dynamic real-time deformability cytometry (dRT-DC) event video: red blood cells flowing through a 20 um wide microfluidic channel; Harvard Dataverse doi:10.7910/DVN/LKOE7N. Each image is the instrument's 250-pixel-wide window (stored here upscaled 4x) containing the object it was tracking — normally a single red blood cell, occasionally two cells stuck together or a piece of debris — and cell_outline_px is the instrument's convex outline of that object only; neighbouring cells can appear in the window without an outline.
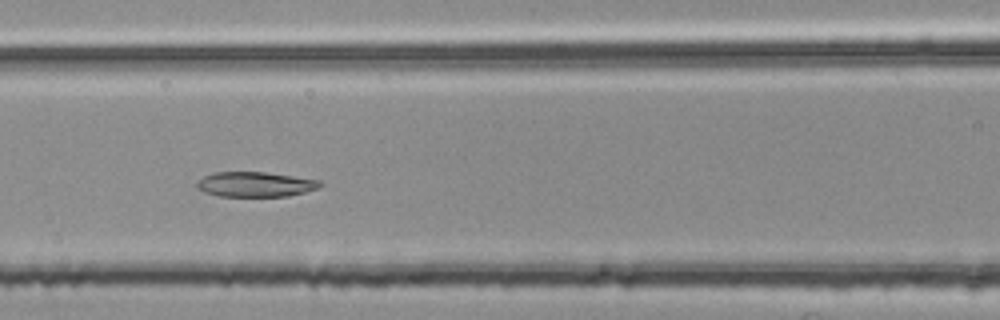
{"species": "common noctule bat (a hibernating species)", "species_latin": "Nyctalus noctula", "temperature_condition": "room temperature", "stored_images_in_passage": 52, "segment_of_instrument_passage": [2, 2], "camera_frame_rate_fps": 3000, "um_per_image_px": 0.085, "animal": {"sex": "female", "body_mass_g": 25.1}, "frame": {"image": 1, "passage_image": 23, "time_ms": 7.333, "image_size_px": [1000, 320], "cell_outline_px": [[324, 184], [320, 188], [288, 196], [220, 196], [204, 192], [196, 188], [196, 180], [204, 176], [216, 172], [264, 172], [320, 180]], "centroid_in_image_um": [21.69, 15.67], "position_along_channel_um": 144.9, "area_um2": 17.98}}
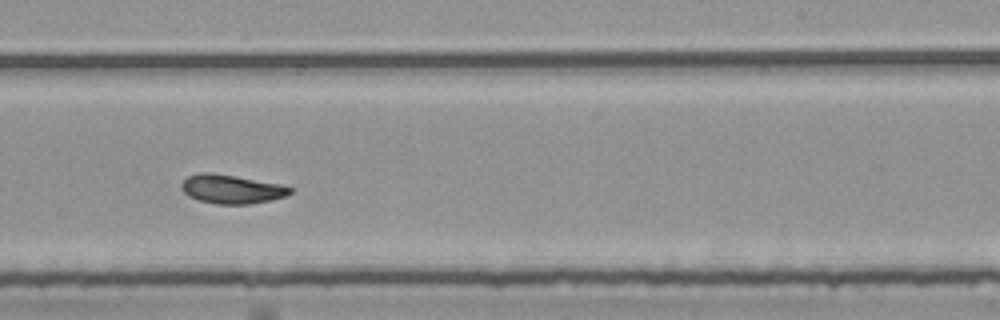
{"frame": {"image": 2, "passage_image": 33, "time_ms": 10.667, "image_size_px": [1000, 320], "cell_outline_px": [[292, 192], [284, 196], [272, 200], [252, 204], [216, 204], [200, 200], [188, 196], [180, 188], [180, 184], [188, 176], [200, 172], [208, 172], [236, 176], [280, 184], [292, 188]], "centroid_in_image_um": [19.66, 16.07], "position_along_channel_um": 269.3, "area_um2": 18.26}}
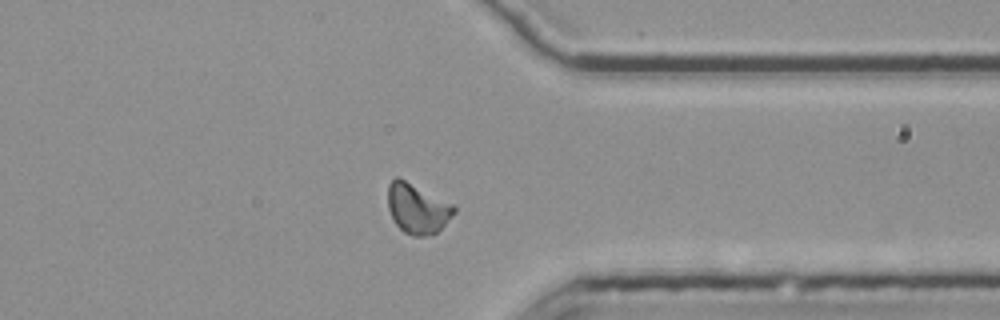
{"frame": {"image": 3, "passage_image": 42, "time_ms": 13.667, "image_size_px": [1000, 320], "cell_outline_px": [[456, 212], [436, 232], [428, 236], [412, 236], [404, 232], [392, 220], [388, 208], [388, 184], [396, 176], [452, 204], [456, 208]], "centroid_in_image_um": [35.44, 17.75], "position_along_channel_um": 376.0, "area_um2": 18.96}}